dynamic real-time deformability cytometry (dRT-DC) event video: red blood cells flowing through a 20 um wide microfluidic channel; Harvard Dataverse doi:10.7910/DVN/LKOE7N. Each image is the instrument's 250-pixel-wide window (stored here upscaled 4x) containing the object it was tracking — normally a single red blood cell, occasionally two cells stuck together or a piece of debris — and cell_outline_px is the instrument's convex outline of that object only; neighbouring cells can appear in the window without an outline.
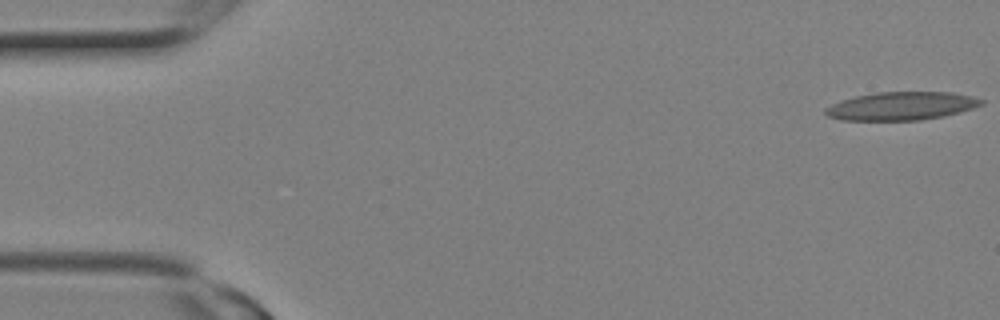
{"species": "Egyptian fruit bat (a non-hibernating species)", "species_latin": "Rousettus aegyptiacus", "temperature_condition": "room temperature", "stored_images_in_passage": 9, "camera_frame_rate_fps": 3000, "um_per_image_px": 0.085, "animal": {"sex": "female"}, "frame": {"image": 1, "passage_image": 1, "time_ms": 0.0, "image_size_px": [1000, 320], "cell_outline_px": [[984, 104], [960, 112], [944, 116], [920, 120], [840, 120], [828, 116], [824, 112], [824, 108], [832, 104], [856, 96], [876, 92], [952, 92], [972, 96], [984, 100]], "centroid_in_image_um": [76.64, 9.01], "position_along_channel_um": 8.4, "area_um2": 25.61}}
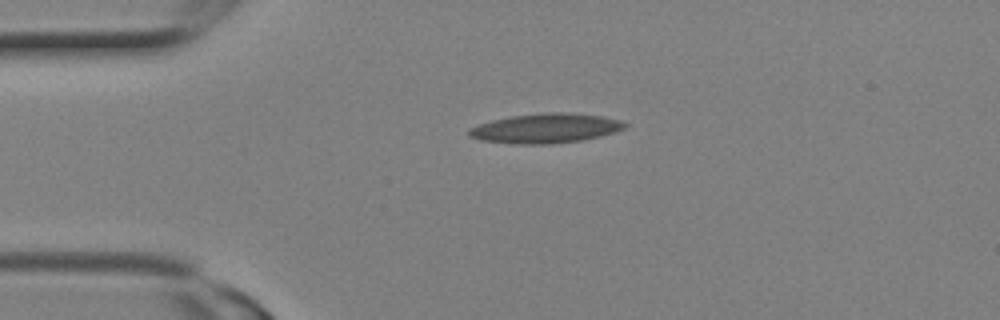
{"frame": {"image": 2, "passage_image": 6, "time_ms": 1.667, "image_size_px": [1000, 320], "cell_outline_px": [[628, 124], [624, 128], [616, 132], [600, 136], [580, 140], [552, 144], [516, 144], [480, 140], [468, 136], [468, 128], [492, 120], [512, 116], [544, 112], [564, 112], [604, 116], [620, 120]], "centroid_in_image_um": [46.38, 10.9], "position_along_channel_um": 38.6, "area_um2": 26.93}}
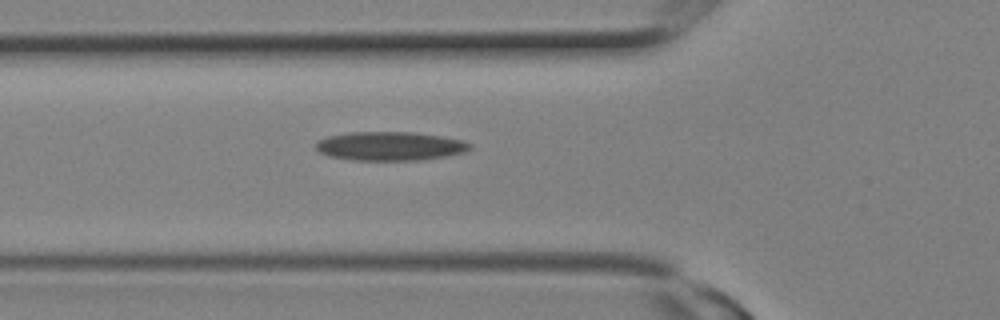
{"frame": {"image": 3, "passage_image": 9, "time_ms": 2.667, "image_size_px": [1000, 320], "cell_outline_px": [[472, 148], [464, 152], [448, 156], [416, 160], [352, 160], [328, 156], [320, 152], [316, 148], [316, 140], [328, 136], [348, 132], [412, 132], [444, 136], [464, 140], [472, 144]], "centroid_in_image_um": [33.17, 12.41], "position_along_channel_um": 92.6, "area_um2": 26.13}}